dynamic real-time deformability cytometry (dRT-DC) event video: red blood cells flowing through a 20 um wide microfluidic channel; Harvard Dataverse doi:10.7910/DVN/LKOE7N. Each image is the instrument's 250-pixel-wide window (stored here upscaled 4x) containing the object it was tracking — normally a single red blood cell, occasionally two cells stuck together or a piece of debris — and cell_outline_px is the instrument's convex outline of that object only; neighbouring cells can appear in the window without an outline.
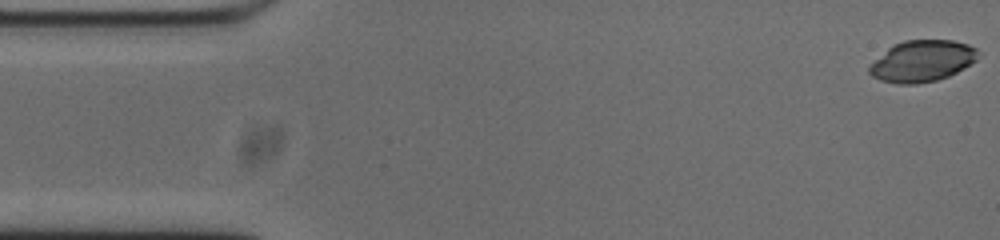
{"species": "common noctule bat (a hibernating species)", "species_latin": "Nyctalus noctula", "temperature_condition": "cold", "stored_images_in_passage": 53, "camera_frame_rate_fps": 3000, "um_per_image_px": 0.085, "animal": {"sex": "male", "body_mass_g": 20.0, "forearm_length_mm": 53.3}, "frame": {"image": 1, "passage_image": 1, "time_ms": 0.0, "image_size_px": [1000, 240], "cell_outline_px": [[976, 60], [956, 72], [948, 76], [936, 80], [916, 84], [900, 84], [880, 80], [872, 76], [868, 72], [868, 68], [892, 44], [904, 40], [952, 40], [968, 44], [976, 48]], "centroid_in_image_um": [78.36, 5.18], "position_along_channel_um": 6.6, "area_um2": 25.89}}
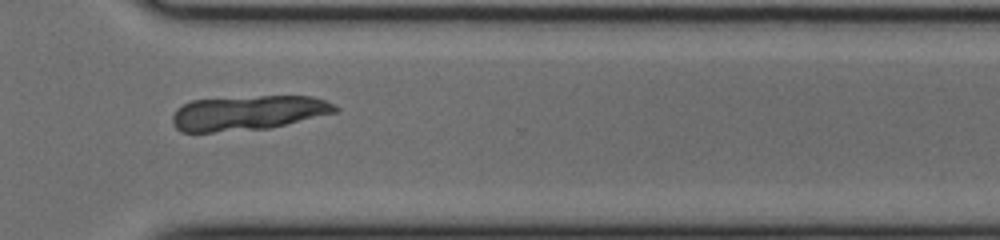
{"frame": {"image": 2, "passage_image": 38, "time_ms": 12.333, "image_size_px": [1000, 240], "cell_outline_px": [[340, 108], [336, 112], [268, 128], [212, 132], [180, 132], [172, 124], [172, 116], [176, 108], [192, 100], [260, 96], [312, 96], [324, 100]], "centroid_in_image_um": [21.03, 9.59], "position_along_channel_um": 349.6, "area_um2": 32.66}}
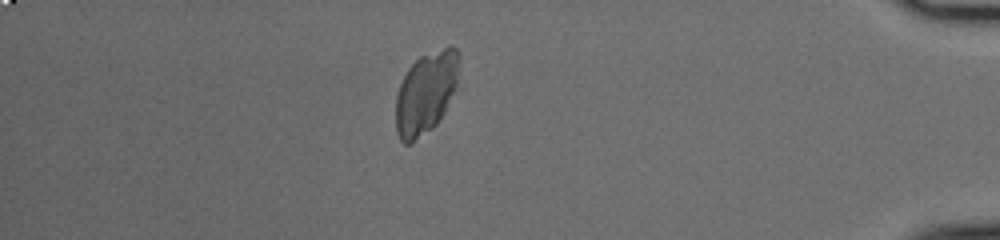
{"frame": {"image": 3, "passage_image": 46, "time_ms": 15.0, "image_size_px": [1000, 240], "cell_outline_px": [[460, 60], [456, 88], [444, 112], [436, 124], [432, 128], [408, 144], [404, 144], [400, 140], [396, 132], [396, 96], [400, 84], [408, 68], [420, 56], [452, 44], [456, 48], [460, 56]], "centroid_in_image_um": [36.21, 7.86], "position_along_channel_um": 399.0, "area_um2": 30.29}}